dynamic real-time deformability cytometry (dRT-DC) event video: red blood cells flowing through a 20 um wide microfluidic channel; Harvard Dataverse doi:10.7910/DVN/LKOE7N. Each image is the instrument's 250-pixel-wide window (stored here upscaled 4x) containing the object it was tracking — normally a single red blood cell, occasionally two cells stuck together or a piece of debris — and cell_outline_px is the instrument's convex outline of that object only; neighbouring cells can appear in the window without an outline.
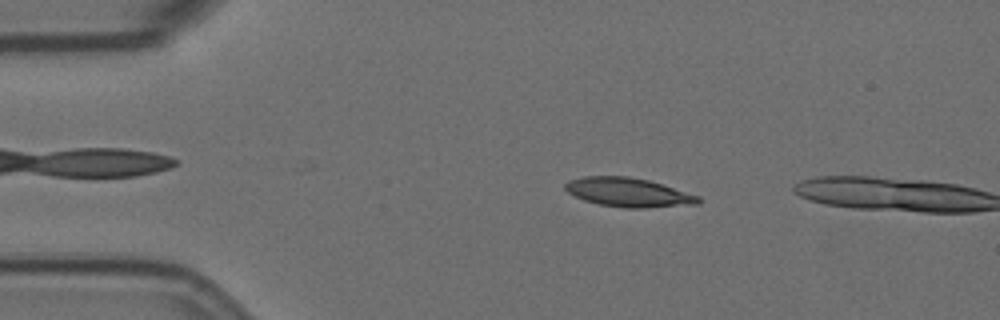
{"species": "Egyptian fruit bat (a non-hibernating species)", "species_latin": "Rousettus aegyptiacus", "temperature_condition": "room temperature", "stored_images_in_passage": 12, "camera_frame_rate_fps": 3000, "um_per_image_px": 0.085, "animal": {"sex": "female"}, "frame": {"image": 1, "passage_image": 10, "time_ms": 3.0, "image_size_px": [1000, 320], "cell_outline_px": [[700, 204], [644, 208], [624, 208], [600, 204], [584, 200], [568, 192], [564, 188], [564, 184], [568, 180], [584, 176], [628, 176], [648, 180], [700, 196]], "centroid_in_image_um": [53.41, 16.35], "position_along_channel_um": 31.6, "area_um2": 22.48}}